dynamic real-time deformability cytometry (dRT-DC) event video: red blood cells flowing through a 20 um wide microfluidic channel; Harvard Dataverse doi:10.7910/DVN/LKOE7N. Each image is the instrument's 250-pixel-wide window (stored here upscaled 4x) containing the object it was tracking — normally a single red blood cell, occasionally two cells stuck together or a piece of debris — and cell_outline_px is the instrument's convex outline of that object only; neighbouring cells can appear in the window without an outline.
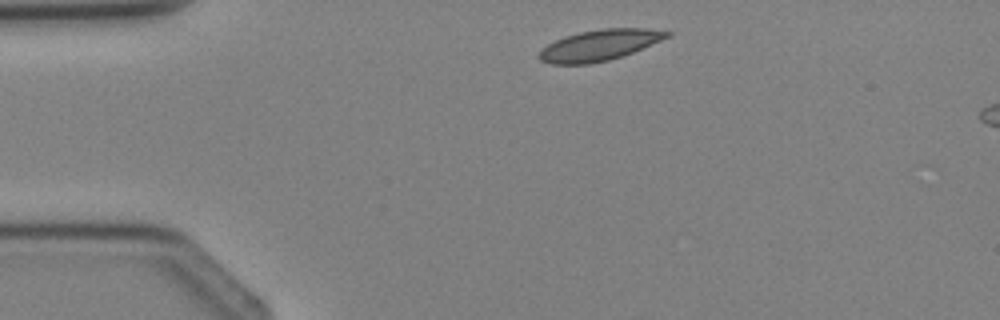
{"species": "Egyptian fruit bat (a non-hibernating species)", "species_latin": "Rousettus aegyptiacus", "temperature_condition": "cold", "stored_images_in_passage": 4, "camera_frame_rate_fps": 3000, "um_per_image_px": 0.085, "animal": {"sex": "female"}, "frame": {"image": 1, "passage_image": 4, "time_ms": 3.333, "image_size_px": [1000, 320], "cell_outline_px": [[672, 36], [624, 56], [608, 60], [588, 64], [552, 64], [540, 60], [536, 56], [548, 44], [564, 36], [580, 32], [600, 28], [648, 28], [672, 32]], "centroid_in_image_um": [50.99, 3.83], "position_along_channel_um": 34.0, "area_um2": 23.18}}